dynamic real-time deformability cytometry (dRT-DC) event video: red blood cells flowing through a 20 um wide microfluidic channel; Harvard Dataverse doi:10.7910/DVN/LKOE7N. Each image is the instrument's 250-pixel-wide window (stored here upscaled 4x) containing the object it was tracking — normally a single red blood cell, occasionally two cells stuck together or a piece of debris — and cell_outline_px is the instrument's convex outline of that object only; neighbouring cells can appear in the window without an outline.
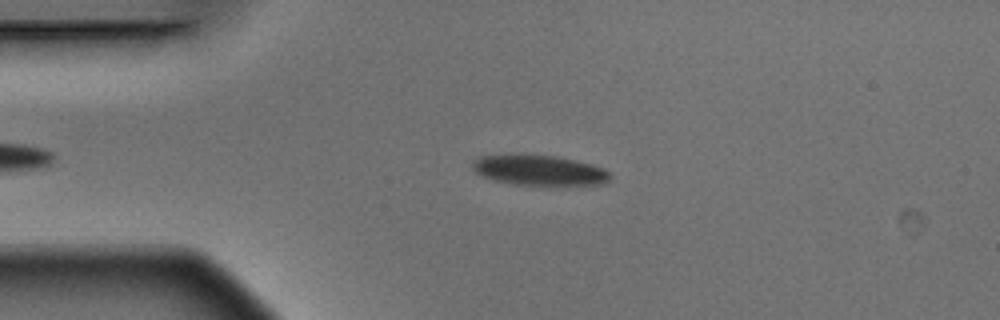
{"species": "Egyptian fruit bat (a non-hibernating species)", "species_latin": "Rousettus aegyptiacus", "temperature_condition": "warm", "stored_images_in_passage": 4, "camera_frame_rate_fps": 3000, "um_per_image_px": 0.085, "animal": {"sex": "male"}, "frame": {"image": 1, "passage_image": 2, "time_ms": 0.333, "image_size_px": [1000, 320], "cell_outline_px": [[612, 176], [604, 184], [512, 184], [496, 180], [484, 176], [476, 172], [472, 168], [472, 160], [480, 156], [556, 156], [576, 160], [592, 164], [604, 168]], "centroid_in_image_um": [45.87, 14.47], "position_along_channel_um": 39.1, "area_um2": 23.47}}
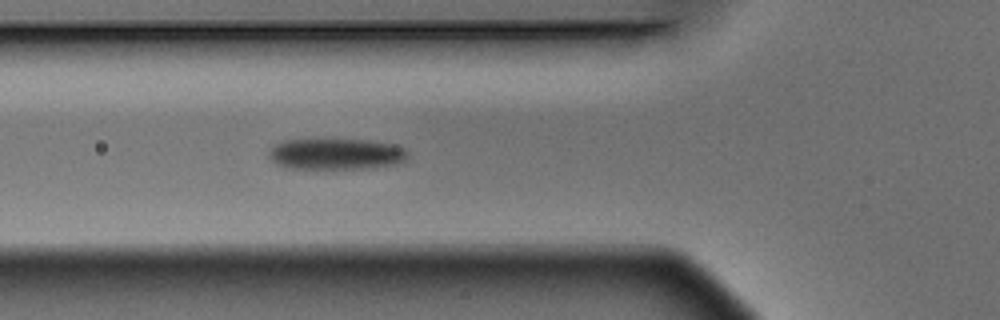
{"frame": {"image": 2, "passage_image": 4, "time_ms": 1.0, "image_size_px": [1000, 320], "cell_outline_px": [[408, 160], [400, 164], [376, 168], [292, 168], [276, 164], [268, 156], [268, 152], [276, 144], [284, 140], [368, 140], [392, 144], [404, 148], [408, 152]], "centroid_in_image_um": [28.64, 13.1], "position_along_channel_um": 97.2, "area_um2": 25.2}}